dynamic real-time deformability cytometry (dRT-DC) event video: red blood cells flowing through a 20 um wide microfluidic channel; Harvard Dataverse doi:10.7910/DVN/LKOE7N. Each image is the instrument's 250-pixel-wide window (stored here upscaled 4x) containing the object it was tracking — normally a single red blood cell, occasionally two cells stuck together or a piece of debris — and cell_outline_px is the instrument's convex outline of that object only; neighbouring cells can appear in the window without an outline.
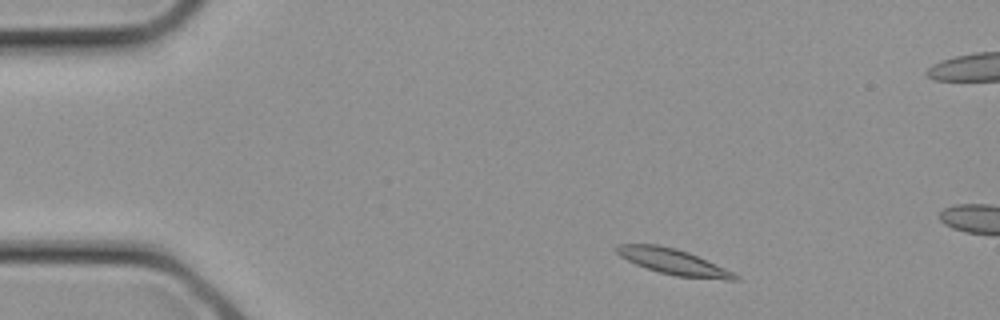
{"species": "common noctule bat (a hibernating species)", "species_latin": "Nyctalus noctula", "temperature_condition": "cold", "stored_images_in_passage": 5, "camera_frame_rate_fps": 3000, "um_per_image_px": 0.085, "animal": {"sex": "female", "body_mass_g": 21.9}, "frame": {"image": 1, "passage_image": 1, "time_ms": 0.0, "image_size_px": [1000, 320], "cell_outline_px": [[740, 280], [724, 280], [676, 276], [660, 272], [636, 264], [620, 256], [612, 248], [616, 244], [656, 244], [676, 248], [688, 252], [724, 268], [740, 276]], "centroid_in_image_um": [57.21, 22.24], "position_along_channel_um": 27.8, "area_um2": 17.63}}